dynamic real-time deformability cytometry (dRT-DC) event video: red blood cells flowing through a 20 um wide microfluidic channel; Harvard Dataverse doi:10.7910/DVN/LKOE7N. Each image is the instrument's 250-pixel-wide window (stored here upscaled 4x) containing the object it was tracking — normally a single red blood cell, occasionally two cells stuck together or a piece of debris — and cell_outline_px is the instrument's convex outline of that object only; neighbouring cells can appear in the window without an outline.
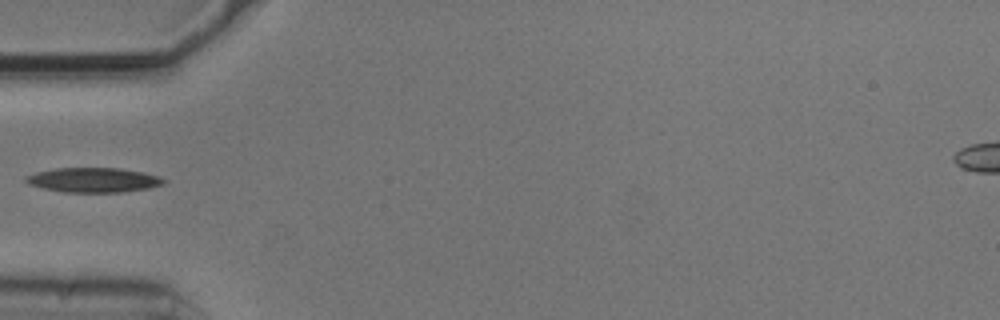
{"species": "common noctule bat (a hibernating species)", "species_latin": "Nyctalus noctula", "temperature_condition": "cold", "stored_images_in_passage": 4, "camera_frame_rate_fps": 3000, "um_per_image_px": 0.085, "animal": {"sex": "male", "body_mass_g": 20.5, "forearm_length_mm": 52.5}, "frame": {"image": 1, "passage_image": 3, "time_ms": 0.667, "image_size_px": [1000, 320], "cell_outline_px": [[168, 180], [164, 184], [148, 188], [120, 192], [64, 192], [44, 188], [28, 184], [24, 180], [24, 176], [36, 172], [56, 168], [120, 168], [144, 172], [160, 176]], "centroid_in_image_um": [7.96, 15.29], "position_along_channel_um": 77.0, "area_um2": 19.88}}
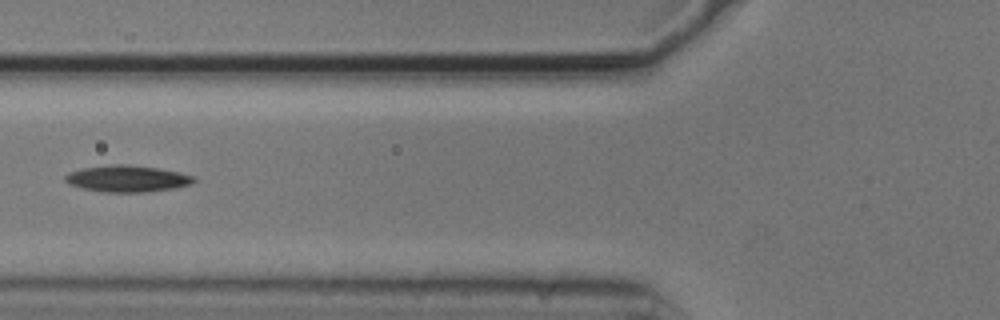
{"frame": {"image": 2, "passage_image": 4, "time_ms": 1.0, "image_size_px": [1000, 320], "cell_outline_px": [[196, 180], [192, 184], [172, 188], [148, 192], [104, 192], [84, 188], [68, 184], [64, 180], [64, 176], [68, 172], [80, 168], [116, 164], [128, 164], [156, 168], [180, 172], [196, 176]], "centroid_in_image_um": [10.81, 15.18], "position_along_channel_um": 115.0, "area_um2": 20.0}}